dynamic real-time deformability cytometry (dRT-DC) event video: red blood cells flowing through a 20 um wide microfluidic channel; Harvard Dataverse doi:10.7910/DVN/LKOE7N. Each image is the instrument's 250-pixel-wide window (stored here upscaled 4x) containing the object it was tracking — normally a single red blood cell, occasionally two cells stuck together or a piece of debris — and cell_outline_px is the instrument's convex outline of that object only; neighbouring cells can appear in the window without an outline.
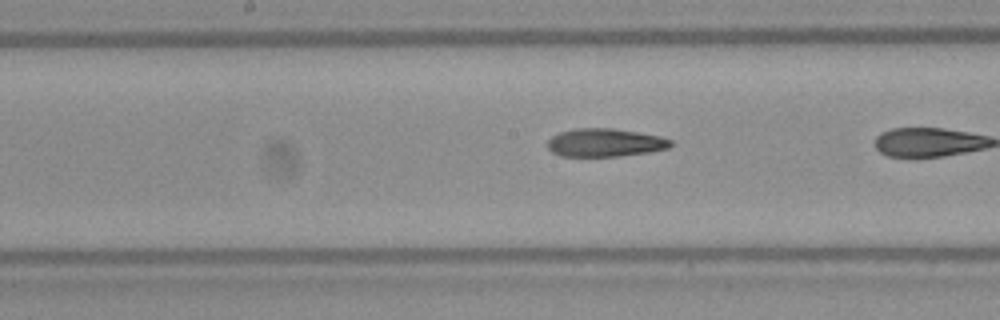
{"species": "Egyptian fruit bat (a non-hibernating species)", "species_latin": "Rousettus aegyptiacus", "temperature_condition": "warm", "stored_images_in_passage": 26, "camera_frame_rate_fps": 3000, "um_per_image_px": 0.085, "frame": {"image": 1, "passage_image": 25, "time_ms": 8.0, "image_size_px": [1000, 320], "cell_outline_px": [[672, 144], [668, 148], [648, 152], [620, 156], [560, 156], [552, 152], [548, 148], [548, 140], [552, 136], [560, 132], [576, 128], [612, 128], [660, 136], [672, 140]], "centroid_in_image_um": [51.41, 12.12], "position_along_channel_um": 196.8, "area_um2": 20.11}}